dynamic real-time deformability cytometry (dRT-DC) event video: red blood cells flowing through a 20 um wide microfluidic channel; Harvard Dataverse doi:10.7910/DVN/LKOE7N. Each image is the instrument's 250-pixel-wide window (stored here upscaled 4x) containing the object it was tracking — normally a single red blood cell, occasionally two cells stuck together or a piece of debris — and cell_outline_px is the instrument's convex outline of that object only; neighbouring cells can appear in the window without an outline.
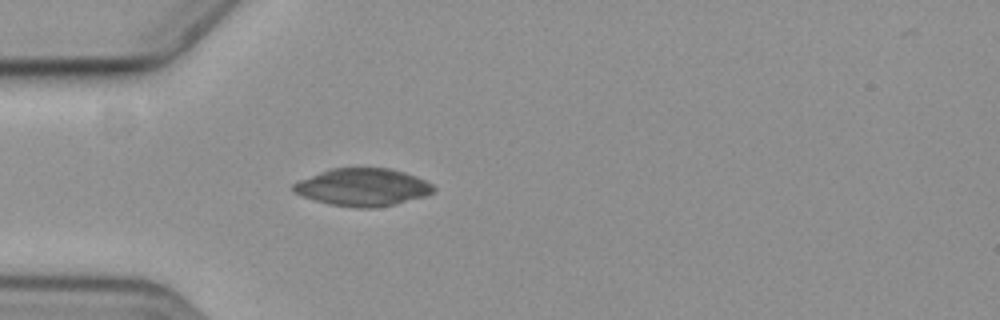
{"species": "common noctule bat (a hibernating species)", "species_latin": "Nyctalus noctula", "temperature_condition": "cold", "stored_images_in_passage": 2, "camera_frame_rate_fps": 3000, "um_per_image_px": 0.085, "animal": {"sex": "female", "body_mass_g": 19.3, "forearm_length_mm": 54.1}, "frame": {"image": 1, "passage_image": 2, "time_ms": 1.333, "image_size_px": [1000, 320], "cell_outline_px": [[436, 188], [432, 192], [424, 196], [396, 204], [376, 208], [356, 208], [332, 204], [316, 200], [292, 192], [292, 184], [300, 180], [320, 172], [332, 168], [388, 168], [404, 172], [416, 176], [432, 184]], "centroid_in_image_um": [30.84, 15.91], "position_along_channel_um": 54.2, "area_um2": 30.46}}